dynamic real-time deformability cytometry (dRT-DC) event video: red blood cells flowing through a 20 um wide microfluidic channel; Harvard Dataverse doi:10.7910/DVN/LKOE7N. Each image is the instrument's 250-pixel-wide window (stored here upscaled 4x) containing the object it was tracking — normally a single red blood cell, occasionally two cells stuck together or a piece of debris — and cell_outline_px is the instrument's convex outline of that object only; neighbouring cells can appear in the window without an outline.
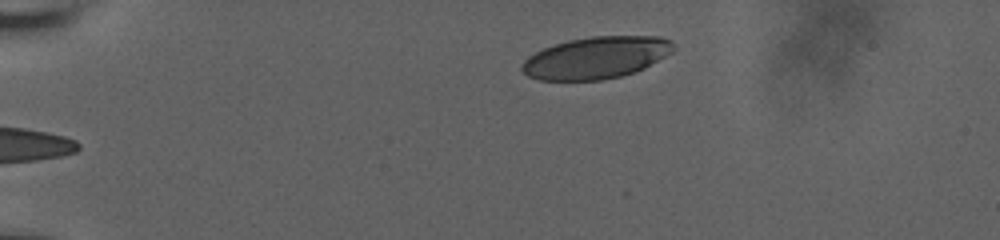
{"species": "human", "species_latin": "Homo sapiens", "temperature_condition": "room temperature", "stored_images_in_passage": 20, "camera_frame_rate_fps": 3000, "um_per_image_px": 0.085, "donor": {"sex": "male"}, "frame": {"image": 1, "passage_image": 1, "time_ms": 0.0, "image_size_px": [1000, 240], "cell_outline_px": [[676, 48], [672, 52], [644, 68], [636, 72], [620, 76], [600, 80], [540, 80], [528, 76], [520, 68], [520, 64], [528, 56], [544, 48], [568, 40], [592, 36], [660, 36], [672, 40]], "centroid_in_image_um": [50.69, 4.9], "position_along_channel_um": 34.3, "area_um2": 37.11}}
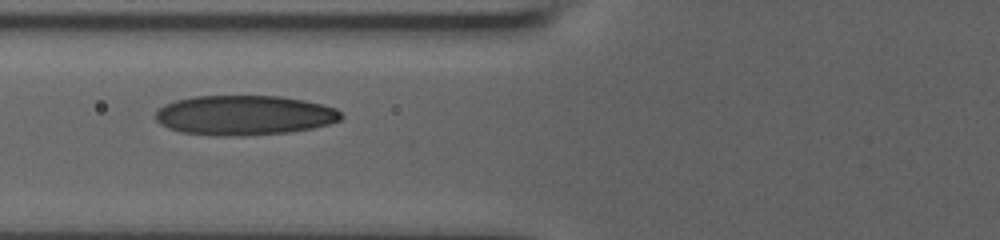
{"frame": {"image": 2, "passage_image": 12, "time_ms": 4.0, "image_size_px": [1000, 240], "cell_outline_px": [[344, 116], [340, 120], [328, 124], [312, 128], [288, 132], [240, 136], [216, 136], [180, 132], [168, 128], [160, 124], [156, 120], [156, 112], [164, 104], [176, 100], [196, 96], [280, 96], [304, 100], [336, 108]], "centroid_in_image_um": [20.75, 9.8], "position_along_channel_um": 105.0, "area_um2": 43.06}}
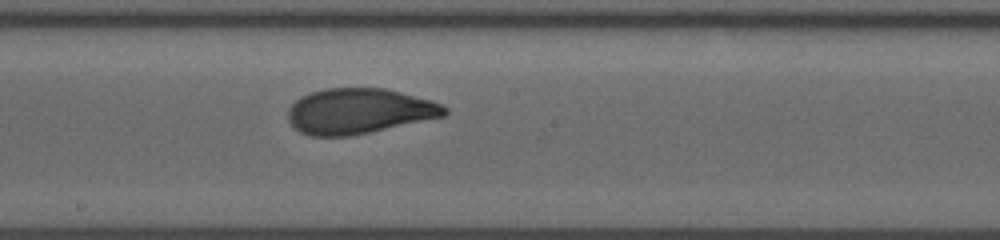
{"frame": {"image": 3, "passage_image": 20, "time_ms": 7.0, "image_size_px": [1000, 240], "cell_outline_px": [[448, 112], [444, 116], [368, 132], [348, 136], [308, 136], [292, 128], [288, 120], [288, 108], [300, 96], [324, 88], [384, 88], [432, 100], [448, 108]], "centroid_in_image_um": [30.47, 9.44], "position_along_channel_um": 217.7, "area_um2": 41.33}}